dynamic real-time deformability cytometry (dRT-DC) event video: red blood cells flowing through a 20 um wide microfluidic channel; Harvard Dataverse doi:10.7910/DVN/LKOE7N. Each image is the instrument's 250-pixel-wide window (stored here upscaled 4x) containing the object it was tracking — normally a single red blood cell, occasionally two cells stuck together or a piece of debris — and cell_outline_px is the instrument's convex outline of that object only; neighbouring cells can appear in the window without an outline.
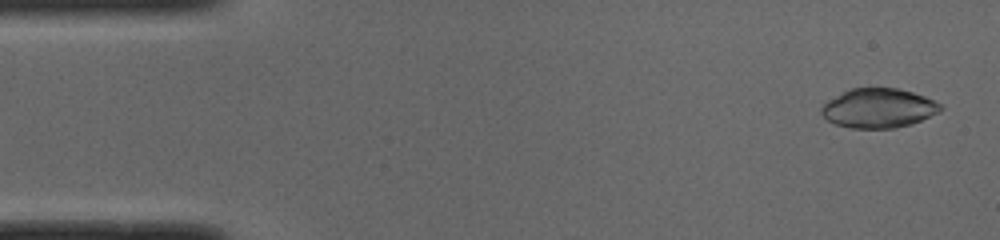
{"species": "common noctule bat (a hibernating species)", "species_latin": "Nyctalus noctula", "temperature_condition": "cold", "stored_images_in_passage": 49, "camera_frame_rate_fps": 3000, "um_per_image_px": 0.085, "animal": {"sex": "male", "body_mass_g": 19.0, "forearm_length_mm": 50.8}, "frame": {"image": 1, "passage_image": 2, "time_ms": 0.333, "image_size_px": [1000, 240], "cell_outline_px": [[944, 108], [940, 112], [912, 124], [892, 128], [852, 128], [836, 124], [828, 120], [820, 112], [820, 108], [828, 100], [852, 88], [896, 88], [912, 92], [924, 96], [940, 104]], "centroid_in_image_um": [74.69, 9.2], "position_along_channel_um": 10.3, "area_um2": 27.11}}
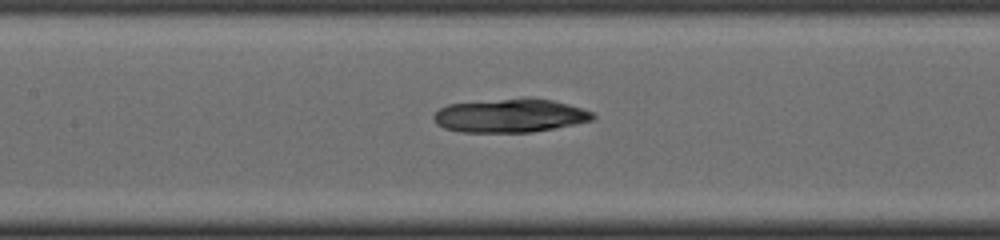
{"frame": {"image": 2, "passage_image": 22, "time_ms": 7.0, "image_size_px": [1000, 240], "cell_outline_px": [[596, 116], [592, 120], [532, 132], [460, 132], [444, 128], [436, 124], [432, 116], [440, 108], [448, 104], [528, 96], [552, 100], [568, 104], [592, 112]], "centroid_in_image_um": [43.32, 9.81], "position_along_channel_um": 164.1, "area_um2": 31.27}}
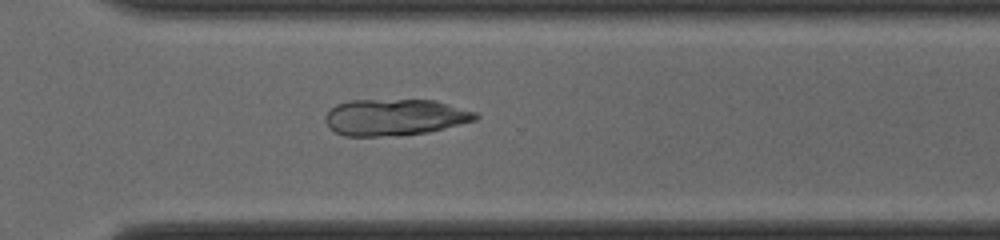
{"frame": {"image": 3, "passage_image": 35, "time_ms": 11.333, "image_size_px": [1000, 240], "cell_outline_px": [[480, 116], [476, 120], [428, 132], [396, 136], [344, 136], [336, 132], [324, 120], [324, 116], [336, 104], [348, 100], [436, 100], [476, 112]], "centroid_in_image_um": [33.56, 9.96], "position_along_channel_um": 337.0, "area_um2": 31.96}}